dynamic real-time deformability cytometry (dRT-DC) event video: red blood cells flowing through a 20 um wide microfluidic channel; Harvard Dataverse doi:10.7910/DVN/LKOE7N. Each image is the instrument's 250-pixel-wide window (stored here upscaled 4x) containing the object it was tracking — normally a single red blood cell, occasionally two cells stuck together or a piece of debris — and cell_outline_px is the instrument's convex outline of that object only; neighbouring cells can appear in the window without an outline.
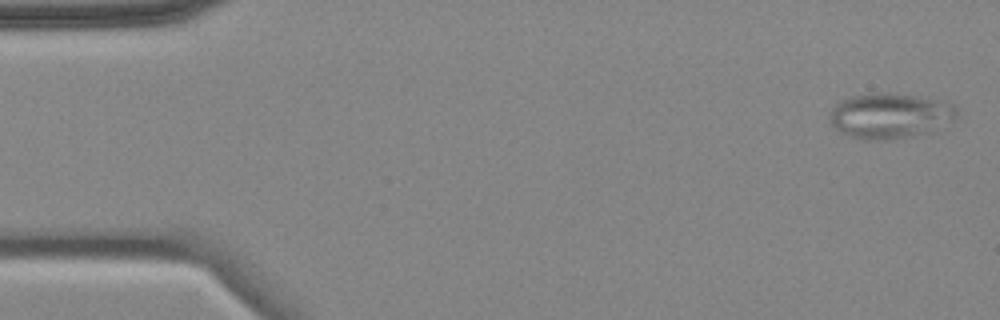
{"species": "common noctule bat (a hibernating species)", "species_latin": "Nyctalus noctula", "temperature_condition": "cold", "stored_images_in_passage": 4, "camera_frame_rate_fps": 3000, "um_per_image_px": 0.085, "animal": {"sex": "female", "body_mass_g": 18.4}, "frame": {"image": 1, "passage_image": 1, "time_ms": 0.0, "image_size_px": [1000, 320], "cell_outline_px": [[956, 120], [924, 132], [912, 136], [892, 140], [864, 140], [840, 132], [828, 120], [828, 112], [840, 100], [852, 96], [876, 92], [888, 92], [916, 96], [956, 104]], "centroid_in_image_um": [75.6, 9.83], "position_along_channel_um": 9.4, "area_um2": 33.64}}